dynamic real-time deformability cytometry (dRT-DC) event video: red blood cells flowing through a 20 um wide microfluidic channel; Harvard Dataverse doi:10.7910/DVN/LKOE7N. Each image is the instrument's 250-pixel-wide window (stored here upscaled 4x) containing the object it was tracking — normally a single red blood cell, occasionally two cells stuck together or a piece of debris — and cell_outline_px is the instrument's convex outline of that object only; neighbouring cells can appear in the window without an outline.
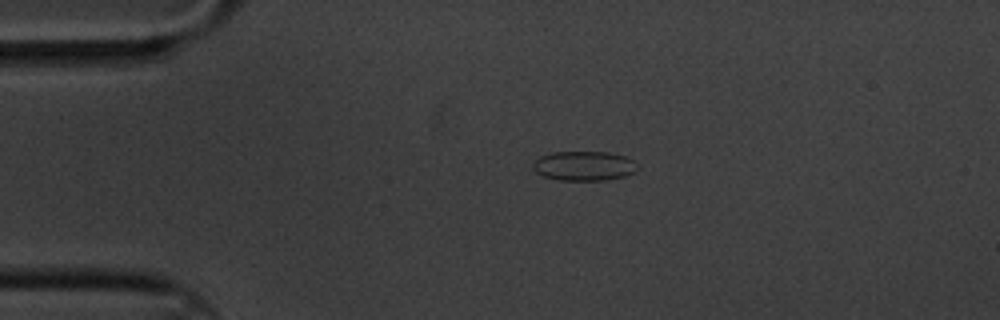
{"species": "common noctule bat (a hibernating species)", "species_latin": "Nyctalus noctula", "temperature_condition": "cold", "stored_images_in_passage": 4, "camera_frame_rate_fps": 3000, "um_per_image_px": 0.085, "animal": {"sex": "male", "body_mass_g": 20.1, "forearm_length_mm": 53.5}, "frame": {"image": 1, "passage_image": 3, "time_ms": 0.667, "image_size_px": [1000, 320], "cell_outline_px": [[640, 168], [636, 172], [624, 176], [604, 180], [560, 180], [544, 176], [536, 172], [532, 168], [532, 164], [540, 156], [552, 152], [608, 152], [624, 156], [640, 164]], "centroid_in_image_um": [49.68, 14.1], "position_along_channel_um": 35.3, "area_um2": 18.09}}